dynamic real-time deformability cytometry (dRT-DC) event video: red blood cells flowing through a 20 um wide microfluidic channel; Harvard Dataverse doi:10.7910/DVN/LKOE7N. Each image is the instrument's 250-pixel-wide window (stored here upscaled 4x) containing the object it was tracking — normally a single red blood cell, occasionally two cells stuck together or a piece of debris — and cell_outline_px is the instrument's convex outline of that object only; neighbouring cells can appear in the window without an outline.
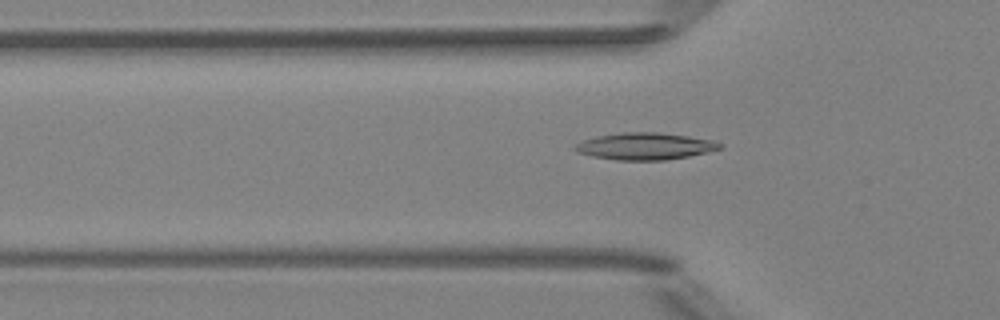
{"species": "Egyptian fruit bat (a non-hibernating species)", "species_latin": "Rousettus aegyptiacus", "temperature_condition": "room temperature", "stored_images_in_passage": 37, "camera_frame_rate_fps": 3000, "um_per_image_px": 0.085, "animal": {"sex": "female"}, "frame": {"image": 1, "passage_image": 3, "time_ms": 0.667, "image_size_px": [1000, 320], "cell_outline_px": [[724, 148], [708, 152], [688, 156], [664, 160], [616, 160], [592, 156], [576, 152], [572, 148], [576, 144], [584, 140], [596, 136], [624, 132], [660, 132], [716, 140], [724, 144]], "centroid_in_image_um": [54.87, 12.42], "position_along_channel_um": 70.9, "area_um2": 22.95}}
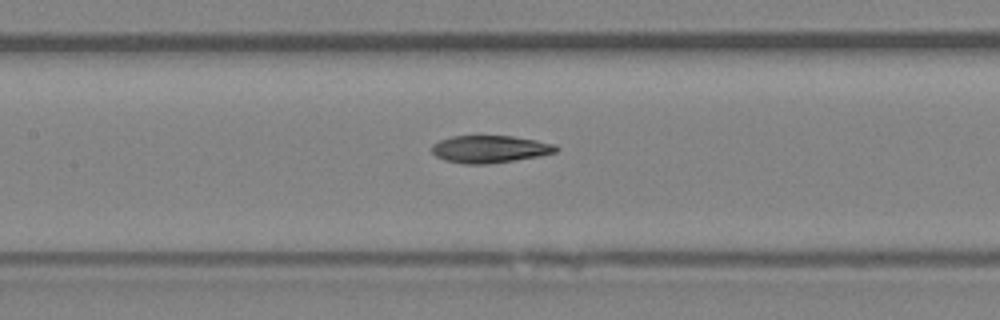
{"frame": {"image": 2, "passage_image": 10, "time_ms": 3.0, "image_size_px": [1000, 320], "cell_outline_px": [[560, 148], [556, 152], [540, 156], [516, 160], [488, 164], [464, 164], [444, 160], [436, 156], [432, 152], [432, 144], [440, 140], [452, 136], [512, 136], [536, 140], [556, 144]], "centroid_in_image_um": [41.66, 12.68], "position_along_channel_um": 165.7, "area_um2": 19.94}}
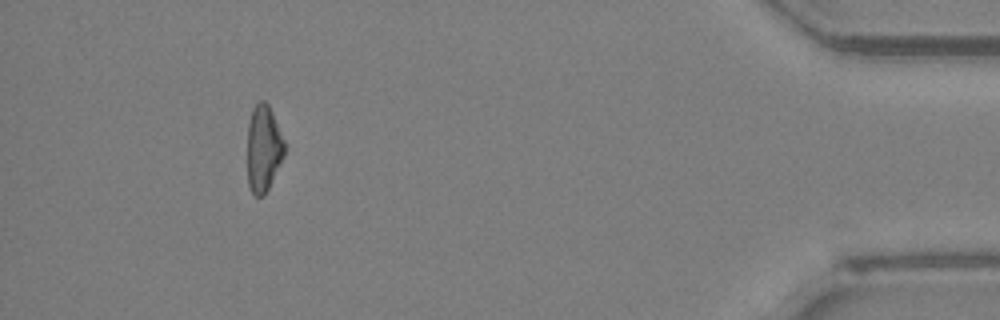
{"frame": {"image": 3, "passage_image": 33, "time_ms": 10.667, "image_size_px": [1000, 320], "cell_outline_px": [[284, 156], [264, 196], [256, 196], [252, 192], [248, 184], [248, 124], [252, 108], [260, 100], [264, 100], [268, 104], [272, 112], [284, 140]], "centroid_in_image_um": [22.39, 12.6], "position_along_channel_um": 412.8, "area_um2": 18.55}}